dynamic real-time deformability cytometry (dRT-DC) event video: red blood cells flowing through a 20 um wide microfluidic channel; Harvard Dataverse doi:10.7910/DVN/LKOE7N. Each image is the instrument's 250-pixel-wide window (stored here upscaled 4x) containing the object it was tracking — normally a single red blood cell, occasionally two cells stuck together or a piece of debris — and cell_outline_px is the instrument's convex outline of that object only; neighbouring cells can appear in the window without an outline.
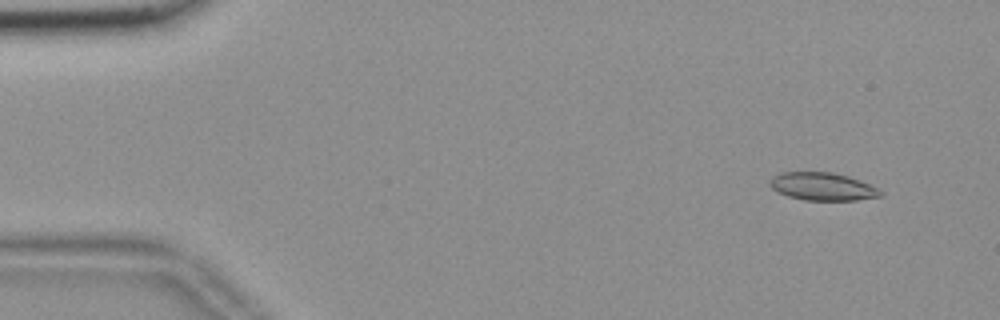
{"species": "common noctule bat (a hibernating species)", "species_latin": "Nyctalus noctula", "temperature_condition": "room temperature", "stored_images_in_passage": 52, "camera_frame_rate_fps": 3000, "um_per_image_px": 0.085, "animal": {"sex": "female", "body_mass_g": 18.4}, "frame": {"image": 1, "passage_image": 1, "time_ms": 0.0, "image_size_px": [1000, 320], "cell_outline_px": [[884, 192], [880, 196], [856, 200], [804, 200], [788, 196], [776, 192], [768, 184], [768, 180], [772, 176], [780, 172], [832, 172], [848, 176], [868, 184]], "centroid_in_image_um": [69.84, 15.85], "position_along_channel_um": 15.2, "area_um2": 17.98}}
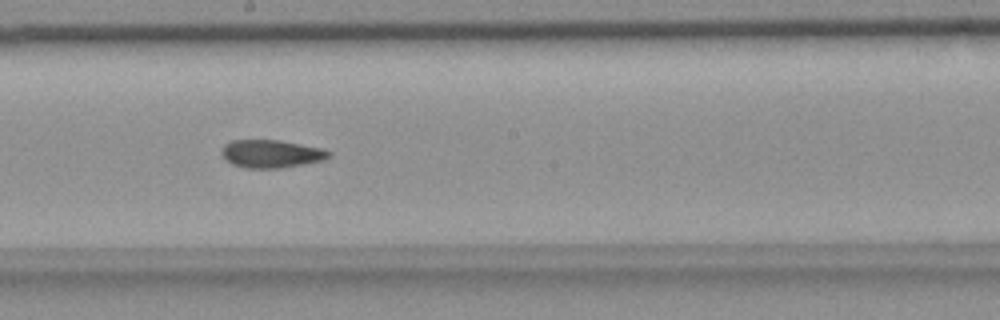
{"frame": {"image": 2, "passage_image": 27, "time_ms": 8.667, "image_size_px": [1000, 320], "cell_outline_px": [[332, 156], [324, 160], [280, 168], [244, 168], [232, 164], [220, 152], [220, 148], [224, 144], [232, 140], [280, 140], [320, 148], [332, 152]], "centroid_in_image_um": [23.04, 13.07], "position_along_channel_um": 225.2, "area_um2": 17.46}}
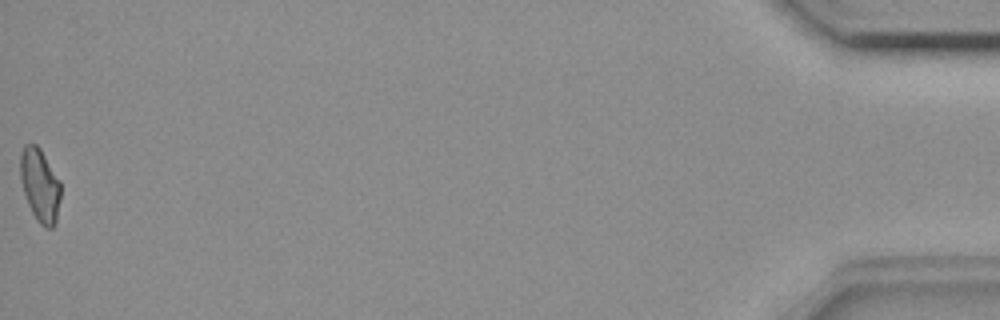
{"frame": {"image": 3, "passage_image": 52, "time_ms": 17.0, "image_size_px": [1000, 320], "cell_outline_px": [[60, 200], [56, 224], [52, 228], [44, 228], [36, 220], [28, 204], [24, 192], [20, 176], [20, 152], [24, 144], [36, 144], [40, 148], [60, 180]], "centroid_in_image_um": [3.4, 15.75], "position_along_channel_um": 431.8, "area_um2": 17.4}, "authors_computed_cell_mechanics": {"area_um2": 17.5134, "velocity_mm_per_s": 3.6722, "shape_relaxation_time_tau1_ms": null, "shape_relaxation_time_tau2_ms": 4.0311, "deformation_change_tau1": null, "deformation_change_tau2": 0.0965}}